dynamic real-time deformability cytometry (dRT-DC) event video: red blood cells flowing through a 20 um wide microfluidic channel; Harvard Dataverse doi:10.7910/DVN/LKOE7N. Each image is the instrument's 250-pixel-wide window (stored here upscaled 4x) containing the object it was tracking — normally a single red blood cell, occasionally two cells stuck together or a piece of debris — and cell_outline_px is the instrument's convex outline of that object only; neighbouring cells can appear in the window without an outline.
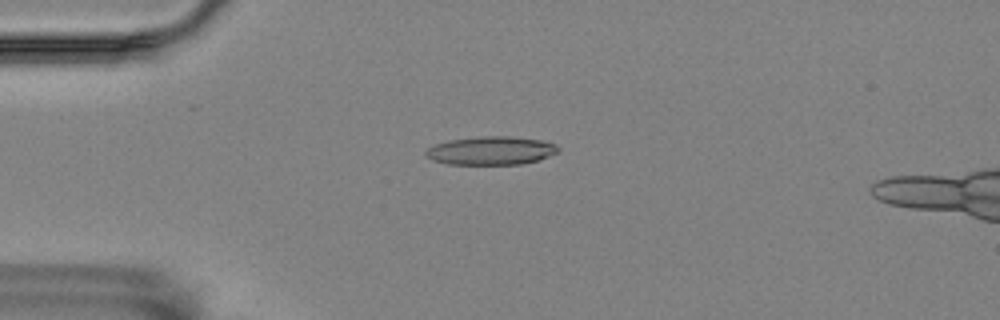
{"species": "Egyptian fruit bat (a non-hibernating species)", "species_latin": "Rousettus aegyptiacus", "temperature_condition": "room temperature", "stored_images_in_passage": 5, "camera_frame_rate_fps": 3000, "um_per_image_px": 0.085, "animal": {"sex": "female"}, "frame": {"image": 1, "passage_image": 3, "time_ms": 0.667, "image_size_px": [1000, 320], "cell_outline_px": [[560, 152], [536, 160], [520, 164], [448, 164], [432, 160], [424, 156], [424, 152], [428, 148], [436, 144], [448, 140], [484, 136], [508, 136], [540, 140], [556, 144], [560, 148]], "centroid_in_image_um": [41.72, 12.8], "position_along_channel_um": 43.3, "area_um2": 21.85}}